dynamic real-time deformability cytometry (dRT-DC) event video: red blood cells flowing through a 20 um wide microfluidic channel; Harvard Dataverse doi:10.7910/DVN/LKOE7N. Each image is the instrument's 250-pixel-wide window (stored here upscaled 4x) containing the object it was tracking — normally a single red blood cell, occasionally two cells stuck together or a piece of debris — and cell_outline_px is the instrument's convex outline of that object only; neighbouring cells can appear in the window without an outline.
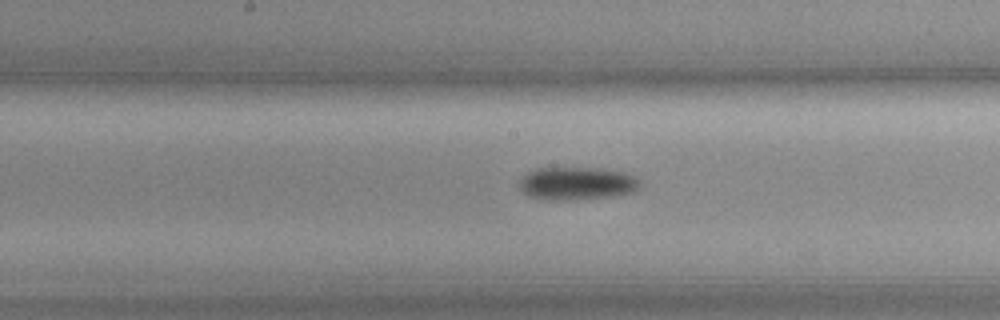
{"species": "common noctule bat (a hibernating species)", "species_latin": "Nyctalus noctula", "temperature_condition": "cold", "stored_images_in_passage": 57, "camera_frame_rate_fps": 3000, "um_per_image_px": 0.085, "animal": {"sex": "female", "body_mass_g": 19.3, "forearm_length_mm": 54.1}, "frame": {"image": 1, "passage_image": 29, "time_ms": 9.333, "image_size_px": [1000, 320], "cell_outline_px": [[640, 184], [636, 192], [612, 196], [576, 200], [544, 200], [528, 196], [520, 188], [520, 180], [528, 172], [540, 168], [600, 168], [624, 172], [632, 176]], "centroid_in_image_um": [49.03, 15.61], "position_along_channel_um": 199.2, "area_um2": 23.12}}
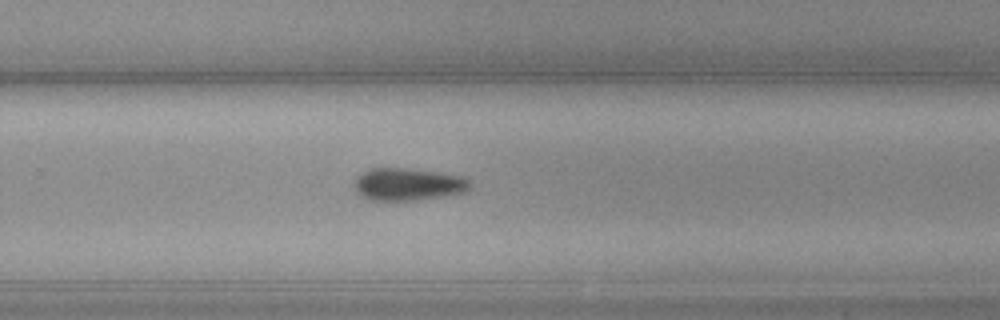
{"frame": {"image": 2, "passage_image": 37, "time_ms": 12.0, "image_size_px": [1000, 320], "cell_outline_px": [[472, 188], [468, 192], [420, 200], [368, 200], [356, 196], [356, 176], [360, 172], [368, 168], [408, 168], [444, 172], [464, 176], [472, 184]], "centroid_in_image_um": [34.71, 15.66], "position_along_channel_um": 295.1, "area_um2": 22.6}}
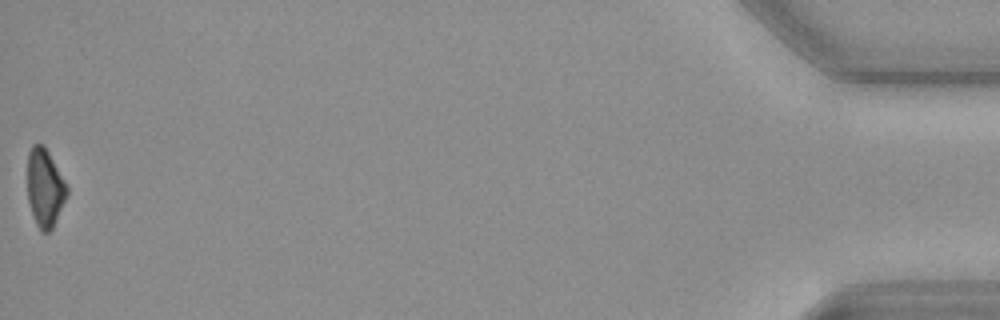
{"frame": {"image": 3, "passage_image": 57, "time_ms": 18.667, "image_size_px": [1000, 320], "cell_outline_px": [[68, 196], [52, 228], [48, 232], [40, 232], [36, 224], [28, 200], [28, 152], [32, 144], [44, 144], [68, 188]], "centroid_in_image_um": [3.81, 15.97], "position_along_channel_um": 431.4, "area_um2": 17.86}, "authors_computed_cell_mechanics": {"area_um2": 20.8658, "velocity_mm_per_s": 3.6211, "shape_relaxation_time_tau1_ms": 3.7927, "shape_relaxation_time_tau2_ms": null, "deformation_change_tau1": 0.0697, "deformation_change_tau2": null}}